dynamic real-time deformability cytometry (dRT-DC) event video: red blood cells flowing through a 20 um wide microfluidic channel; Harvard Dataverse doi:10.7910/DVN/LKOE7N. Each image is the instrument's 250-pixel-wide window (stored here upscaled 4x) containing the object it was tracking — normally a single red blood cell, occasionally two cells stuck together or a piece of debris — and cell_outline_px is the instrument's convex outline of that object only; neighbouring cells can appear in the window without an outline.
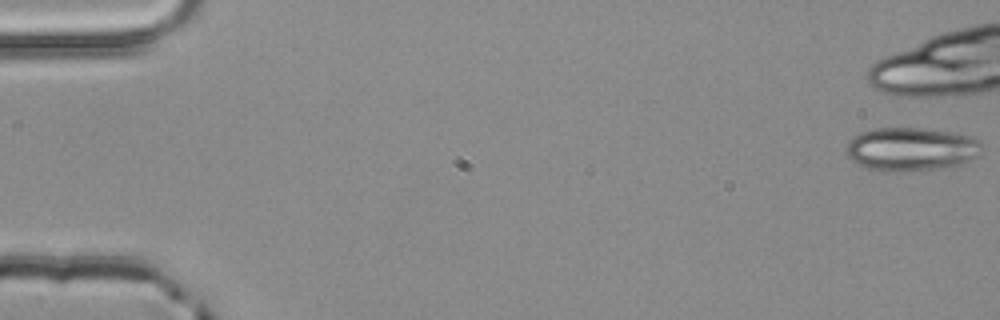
{"species": "common noctule bat (a hibernating species)", "species_latin": "Nyctalus noctula", "temperature_condition": "room temperature", "stored_images_in_passage": 6, "camera_frame_rate_fps": 3000, "um_per_image_px": 0.085, "animal": {"sex": "male", "body_mass_g": 20.4}, "frame": {"image": 1, "passage_image": 1, "time_ms": 0.0, "image_size_px": [1000, 320], "cell_outline_px": [[984, 144], [980, 156], [964, 164], [936, 168], [900, 172], [884, 172], [868, 168], [852, 160], [848, 156], [844, 148], [848, 140], [860, 132], [872, 128], [924, 128], [948, 132], [968, 136], [980, 140]], "centroid_in_image_um": [77.46, 12.68], "position_along_channel_um": 7.5, "area_um2": 34.8}}